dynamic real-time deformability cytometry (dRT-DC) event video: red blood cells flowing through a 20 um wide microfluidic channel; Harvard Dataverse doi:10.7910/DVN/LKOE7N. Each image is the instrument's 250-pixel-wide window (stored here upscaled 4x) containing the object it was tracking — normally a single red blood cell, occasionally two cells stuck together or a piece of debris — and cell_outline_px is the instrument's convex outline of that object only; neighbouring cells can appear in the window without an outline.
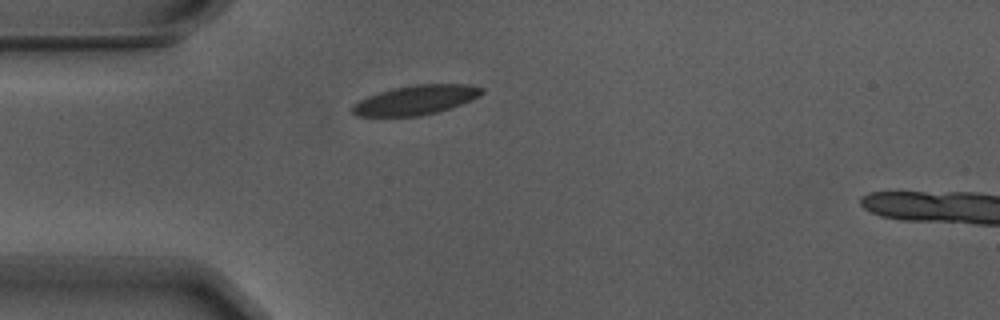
{"species": "Egyptian fruit bat (a non-hibernating species)", "species_latin": "Rousettus aegyptiacus", "temperature_condition": "warm", "stored_images_in_passage": 36, "camera_frame_rate_fps": 3000, "um_per_image_px": 0.085, "animal": {"sex": "male"}, "frame": {"image": 1, "passage_image": 1, "time_ms": 0.0, "image_size_px": [1000, 320], "cell_outline_px": [[484, 92], [480, 96], [460, 104], [436, 112], [420, 116], [356, 116], [352, 112], [352, 104], [368, 96], [392, 88], [416, 84], [468, 84], [484, 88]], "centroid_in_image_um": [35.34, 8.49], "position_along_channel_um": 49.7, "area_um2": 22.08}}
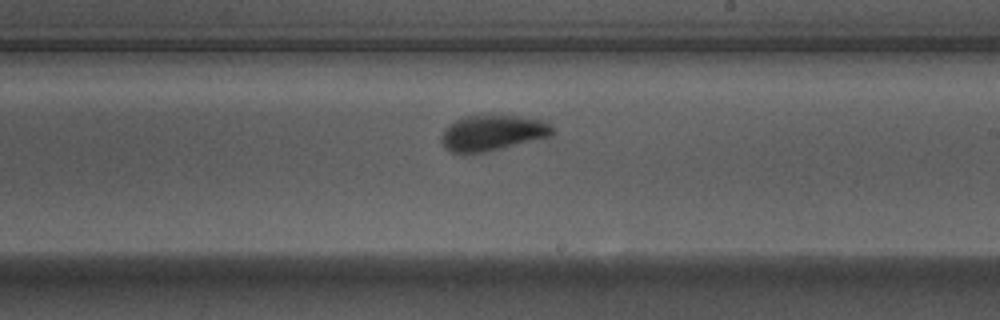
{"frame": {"image": 2, "passage_image": 18, "time_ms": 5.667, "image_size_px": [1000, 320], "cell_outline_px": [[556, 132], [552, 136], [484, 152], [452, 152], [444, 148], [440, 140], [440, 136], [444, 128], [448, 124], [464, 116], [520, 116], [540, 120], [556, 128]], "centroid_in_image_um": [41.85, 11.29], "position_along_channel_um": 247.1, "area_um2": 22.95}}
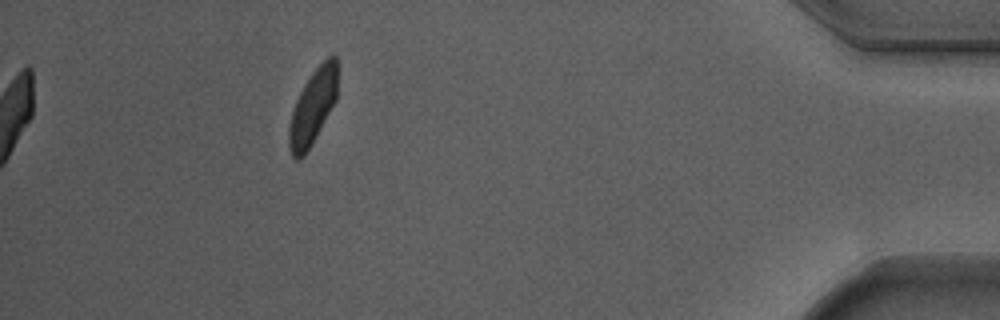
{"frame": {"image": 3, "passage_image": 36, "time_ms": 11.667, "image_size_px": [1000, 320], "cell_outline_px": [[336, 100], [316, 136], [304, 156], [296, 160], [292, 156], [288, 144], [288, 128], [292, 112], [296, 100], [304, 84], [312, 72], [332, 52], [336, 56]], "centroid_in_image_um": [26.57, 9.09], "position_along_channel_um": 408.6, "area_um2": 20.87}, "authors_computed_cell_mechanics": {"area_um2": 22.3397, "velocity_mm_per_s": 3.6867, "shape_relaxation_time_tau1_ms": 3.2856, "shape_relaxation_time_tau2_ms": 0.7057, "deformation_change_tau1": 0.1394, "deformation_change_tau2": 0.0417}}